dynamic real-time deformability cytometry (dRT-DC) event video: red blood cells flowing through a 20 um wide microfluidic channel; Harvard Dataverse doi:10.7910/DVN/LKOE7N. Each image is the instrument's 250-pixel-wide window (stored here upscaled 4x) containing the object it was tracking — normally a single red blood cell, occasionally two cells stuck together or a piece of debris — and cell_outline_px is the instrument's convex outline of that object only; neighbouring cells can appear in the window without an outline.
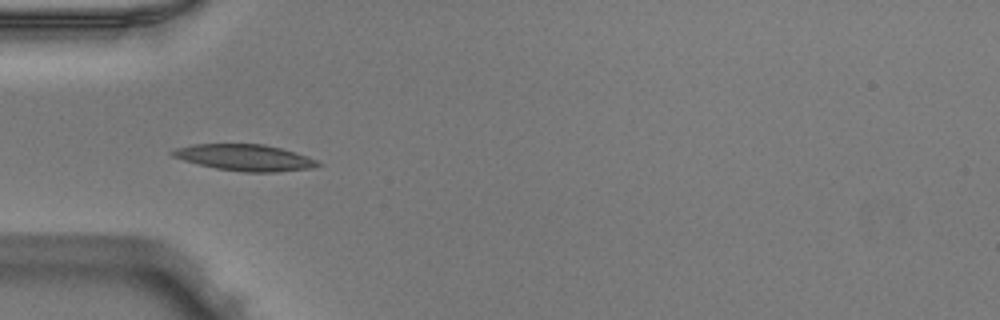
{"species": "Egyptian fruit bat (a non-hibernating species)", "species_latin": "Rousettus aegyptiacus", "temperature_condition": "warm", "stored_images_in_passage": 36, "segment_of_instrument_passage": [1, 2], "camera_frame_rate_fps": 3000, "um_per_image_px": 0.085, "animal": {"sex": "male"}, "frame": {"image": 1, "passage_image": 1, "time_ms": 0.0, "image_size_px": [1000, 320], "cell_outline_px": [[324, 164], [312, 168], [276, 172], [244, 172], [216, 168], [184, 160], [172, 156], [168, 152], [176, 148], [192, 144], [264, 144], [280, 148], [316, 160]], "centroid_in_image_um": [20.78, 13.39], "position_along_channel_um": 64.2, "area_um2": 22.08}}
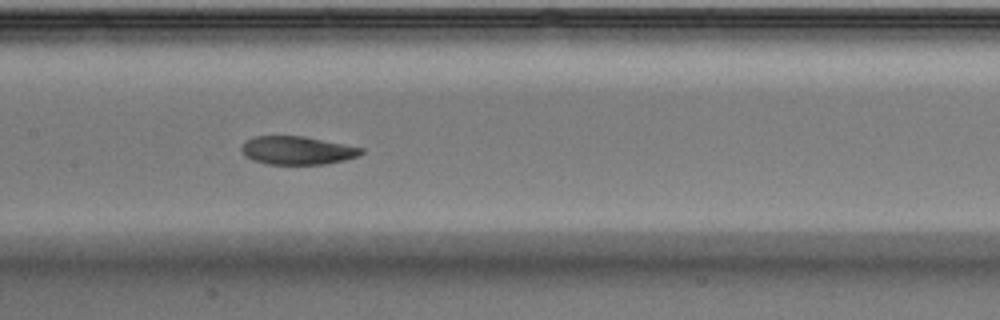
{"frame": {"image": 2, "passage_image": 10, "time_ms": 3.0, "image_size_px": [1000, 320], "cell_outline_px": [[364, 152], [356, 156], [344, 160], [324, 164], [264, 164], [252, 160], [244, 156], [240, 148], [244, 140], [252, 136], [304, 136], [364, 148]], "centroid_in_image_um": [25.2, 12.78], "position_along_channel_um": 182.2, "area_um2": 19.88}}
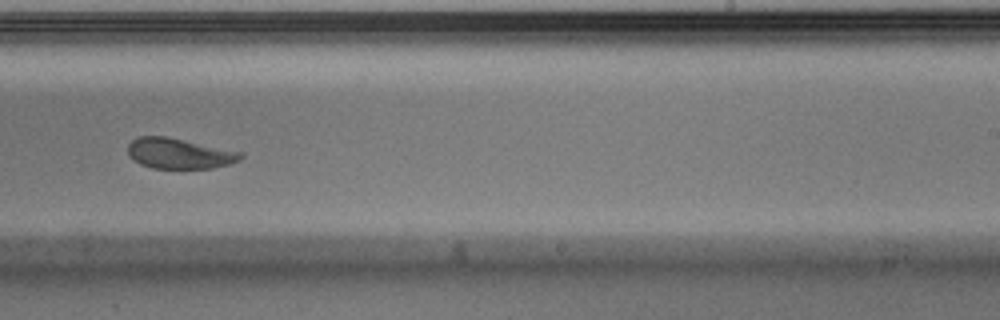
{"frame": {"image": 3, "passage_image": 17, "time_ms": 5.333, "image_size_px": [1000, 320], "cell_outline_px": [[244, 156], [240, 160], [228, 164], [212, 168], [152, 168], [140, 164], [132, 160], [128, 156], [128, 144], [132, 140], [140, 136], [168, 136], [244, 152]], "centroid_in_image_um": [15.24, 13.03], "position_along_channel_um": 273.8, "area_um2": 20.29}}